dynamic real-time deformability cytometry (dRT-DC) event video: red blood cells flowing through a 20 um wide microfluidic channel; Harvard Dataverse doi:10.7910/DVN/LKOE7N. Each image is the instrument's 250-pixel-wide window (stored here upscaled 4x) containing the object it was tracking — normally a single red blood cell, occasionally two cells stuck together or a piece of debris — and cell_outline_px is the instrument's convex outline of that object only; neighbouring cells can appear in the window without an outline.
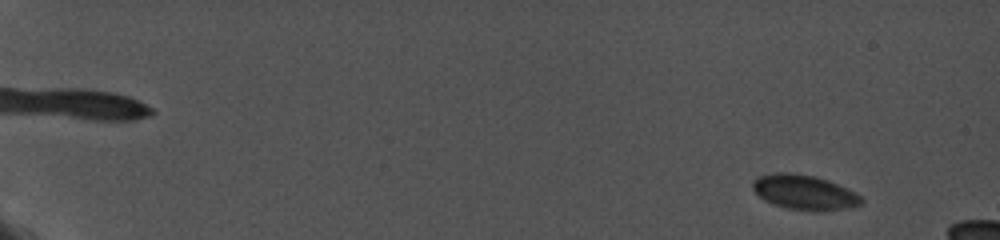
{"species": "common noctule bat (a hibernating species)", "species_latin": "Nyctalus noctula", "temperature_condition": "cold", "stored_images_in_passage": 109, "camera_frame_rate_fps": 5000, "um_per_image_px": 0.085, "animal": {"sex": "female", "body_mass_g": 19.0, "forearm_length_mm": 56.7}, "frame": {"image": 1, "passage_image": 1, "time_ms": 0.0, "image_size_px": [1000, 240], "cell_outline_px": [[864, 200], [860, 204], [848, 208], [820, 212], [816, 212], [788, 208], [764, 200], [752, 188], [752, 180], [760, 176], [776, 172], [792, 172], [816, 176], [828, 180], [848, 188], [856, 192]], "centroid_in_image_um": [68.4, 16.34], "position_along_channel_um": 16.6, "area_um2": 22.2}}
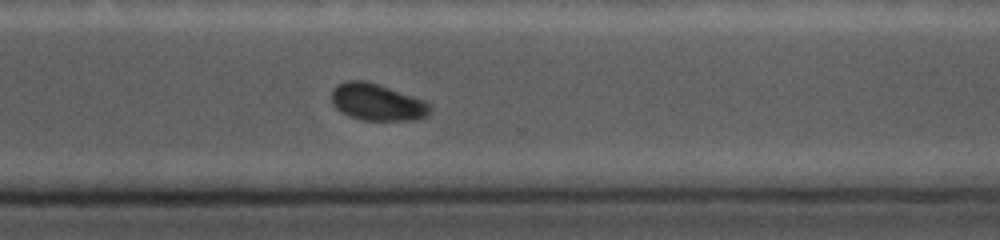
{"frame": {"image": 2, "passage_image": 92, "time_ms": 13.8, "image_size_px": [1000, 240], "cell_outline_px": [[432, 104], [428, 116], [416, 120], [364, 120], [348, 116], [336, 108], [332, 104], [332, 88], [336, 84], [348, 80], [364, 80], [380, 84], [424, 100]], "centroid_in_image_um": [32.06, 8.67], "position_along_channel_um": 338.5, "area_um2": 21.44}}
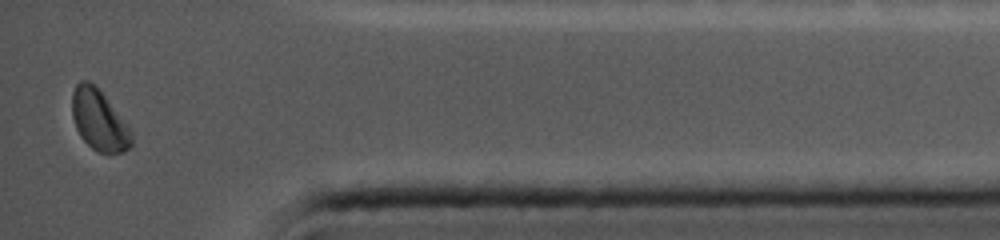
{"frame": {"image": 3, "passage_image": 109, "time_ms": 16.4, "image_size_px": [1000, 240], "cell_outline_px": [[132, 144], [124, 152], [108, 156], [92, 148], [80, 136], [76, 128], [72, 116], [72, 92], [76, 84], [80, 80], [88, 80], [96, 84], [128, 124], [132, 132]], "centroid_in_image_um": [8.44, 10.21], "position_along_channel_um": 426.8, "area_um2": 21.56}}